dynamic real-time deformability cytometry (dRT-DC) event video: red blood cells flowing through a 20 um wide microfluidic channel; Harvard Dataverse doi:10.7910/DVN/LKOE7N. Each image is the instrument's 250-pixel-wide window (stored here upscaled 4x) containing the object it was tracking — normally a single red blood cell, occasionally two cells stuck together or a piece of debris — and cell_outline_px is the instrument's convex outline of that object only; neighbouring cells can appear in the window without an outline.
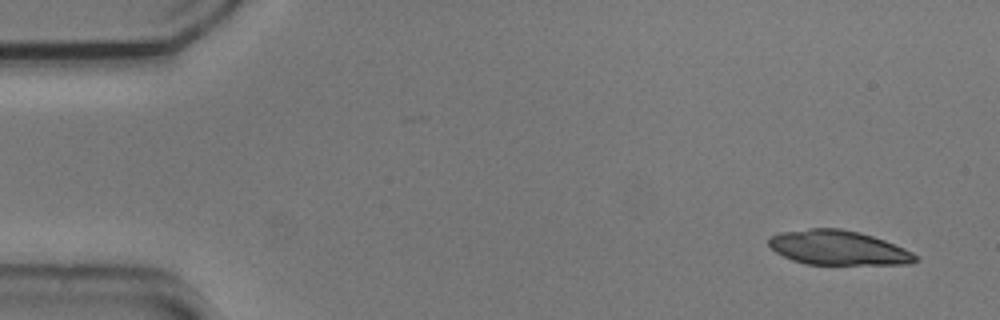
{"species": "common noctule bat (a hibernating species)", "species_latin": "Nyctalus noctula", "temperature_condition": "cold", "stored_images_in_passage": 10, "camera_frame_rate_fps": 3000, "um_per_image_px": 0.085, "animal": {"sex": "male", "body_mass_g": 20.5, "forearm_length_mm": 52.5}, "frame": {"image": 1, "passage_image": 1, "time_ms": 0.0, "image_size_px": [1000, 320], "cell_outline_px": [[920, 260], [912, 264], [804, 264], [792, 260], [776, 252], [768, 244], [768, 236], [780, 232], [812, 228], [840, 228], [860, 232], [884, 240], [904, 248], [912, 252]], "centroid_in_image_um": [71.24, 21.06], "position_along_channel_um": 13.8, "area_um2": 29.54}}
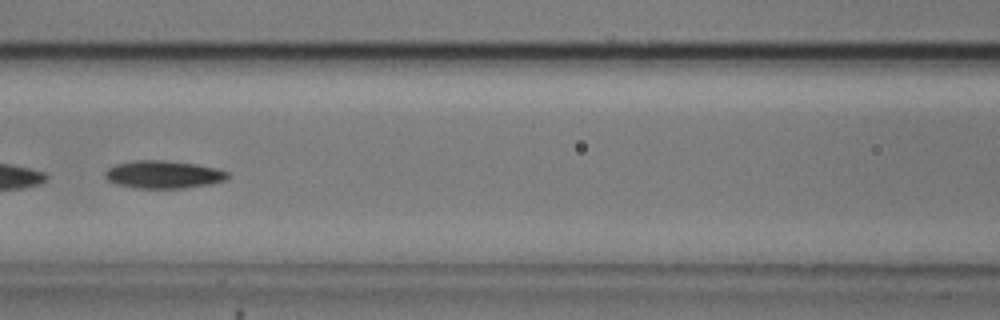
{"frame": {"image": 2, "passage_image": 7, "time_ms": 2.0, "image_size_px": [1000, 320], "cell_outline_px": [[228, 180], [208, 184], [184, 188], [136, 188], [116, 184], [108, 180], [104, 176], [104, 172], [108, 168], [116, 164], [132, 160], [164, 160], [196, 164], [216, 168], [228, 172]], "centroid_in_image_um": [13.87, 14.83], "position_along_channel_um": 152.7, "area_um2": 19.88}}